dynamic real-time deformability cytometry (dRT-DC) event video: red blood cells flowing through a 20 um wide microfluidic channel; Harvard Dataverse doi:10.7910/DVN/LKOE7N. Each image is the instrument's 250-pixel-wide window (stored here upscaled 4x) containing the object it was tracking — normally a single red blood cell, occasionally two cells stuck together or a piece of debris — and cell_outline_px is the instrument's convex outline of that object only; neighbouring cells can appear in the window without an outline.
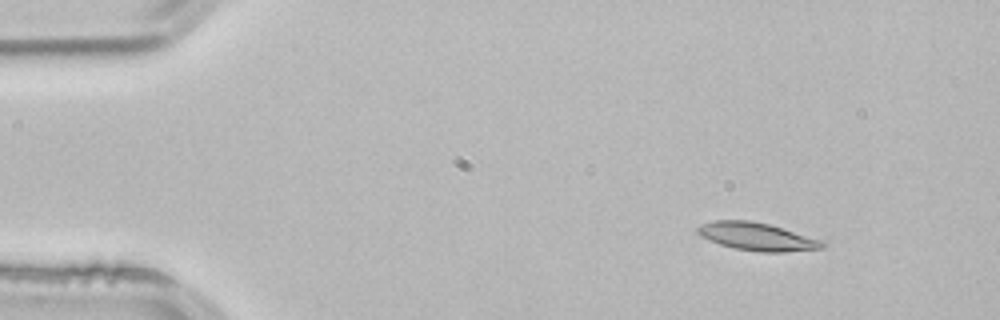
{"species": "common noctule bat (a hibernating species)", "species_latin": "Nyctalus noctula", "temperature_condition": "room temperature", "stored_images_in_passage": 2, "camera_frame_rate_fps": 3000, "um_per_image_px": 0.085, "animal": {"sex": "male", "body_mass_g": 21.5, "forearm_length_mm": 52.0}, "frame": {"image": 1, "passage_image": 1, "time_ms": 0.0, "image_size_px": [1000, 320], "cell_outline_px": [[828, 244], [824, 248], [784, 252], [760, 252], [736, 248], [720, 244], [700, 236], [696, 232], [696, 228], [712, 220], [748, 220], [768, 224], [784, 228], [828, 240]], "centroid_in_image_um": [64.46, 20.11], "position_along_channel_um": 20.5, "area_um2": 20.58}}